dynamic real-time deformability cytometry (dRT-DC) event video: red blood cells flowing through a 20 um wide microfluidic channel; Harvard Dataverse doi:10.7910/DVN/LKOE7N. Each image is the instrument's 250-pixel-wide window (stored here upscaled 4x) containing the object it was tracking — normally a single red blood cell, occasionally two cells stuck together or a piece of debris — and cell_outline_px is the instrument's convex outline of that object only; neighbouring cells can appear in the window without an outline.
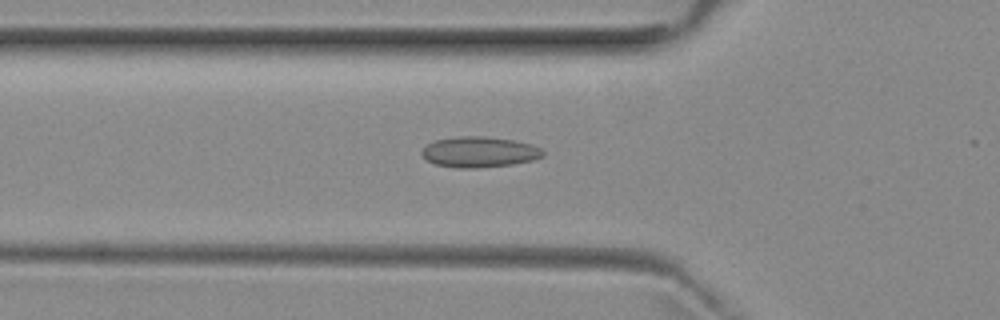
{"species": "common noctule bat (a hibernating species)", "species_latin": "Nyctalus noctula", "temperature_condition": "room temperature", "stored_images_in_passage": 44, "camera_frame_rate_fps": 3000, "um_per_image_px": 0.085, "animal": {"sex": "female", "body_mass_g": 29.2, "forearm_length_mm": 56.3}, "frame": {"image": 1, "passage_image": 18, "time_ms": 5.667, "image_size_px": [1000, 320], "cell_outline_px": [[544, 156], [532, 160], [512, 164], [480, 168], [456, 168], [436, 164], [428, 160], [420, 152], [428, 144], [436, 140], [456, 136], [484, 136], [512, 140], [532, 144], [540, 148], [544, 152]], "centroid_in_image_um": [40.76, 12.92], "position_along_channel_um": 85.0, "area_um2": 21.56}}
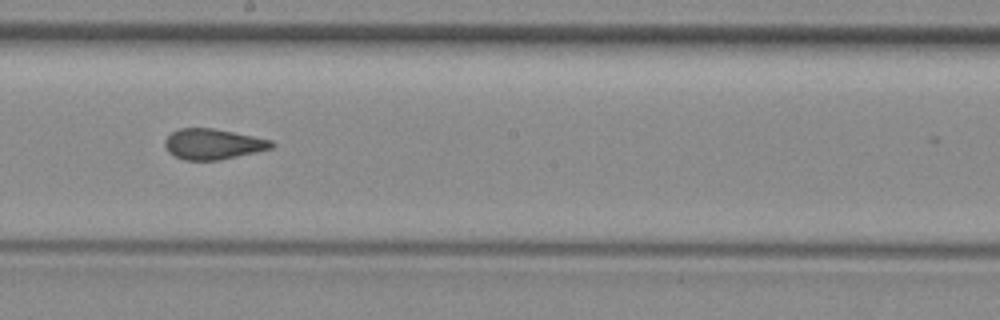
{"frame": {"image": 2, "passage_image": 29, "time_ms": 9.333, "image_size_px": [1000, 320], "cell_outline_px": [[276, 144], [272, 148], [256, 152], [216, 160], [184, 160], [168, 152], [164, 144], [164, 140], [172, 132], [180, 128], [212, 128], [272, 140]], "centroid_in_image_um": [18.09, 12.24], "position_along_channel_um": 230.1, "area_um2": 18.79}}
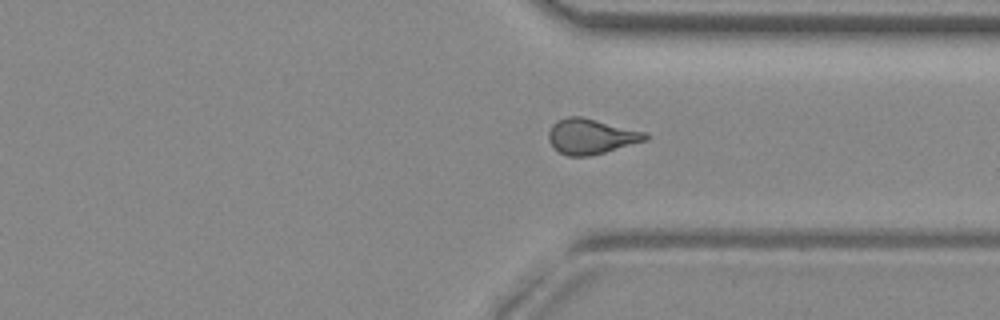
{"frame": {"image": 3, "passage_image": 39, "time_ms": 12.667, "image_size_px": [1000, 320], "cell_outline_px": [[648, 140], [604, 152], [588, 156], [568, 156], [560, 152], [548, 140], [548, 132], [552, 124], [556, 120], [568, 116], [580, 116], [648, 132]], "centroid_in_image_um": [50.25, 11.58], "position_along_channel_um": 361.2, "area_um2": 19.88}, "authors_computed_cell_mechanics": {"area_um2": 19.941, "velocity_mm_per_s": 3.9398, "shape_relaxation_time_tau1_ms": null, "shape_relaxation_time_tau2_ms": 1.3258, "deformation_change_tau1": null, "deformation_change_tau2": 0.0899}}